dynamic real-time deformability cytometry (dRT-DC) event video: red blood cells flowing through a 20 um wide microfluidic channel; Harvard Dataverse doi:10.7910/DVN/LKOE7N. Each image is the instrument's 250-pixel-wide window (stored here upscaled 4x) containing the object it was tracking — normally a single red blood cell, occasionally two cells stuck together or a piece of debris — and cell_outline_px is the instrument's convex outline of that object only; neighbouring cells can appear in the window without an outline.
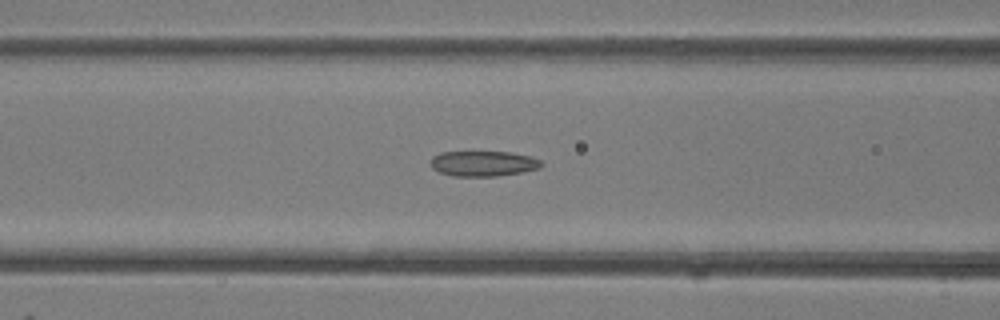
{"species": "common noctule bat (a hibernating species)", "species_latin": "Nyctalus noctula", "temperature_condition": "room temperature", "stored_images_in_passage": 43, "camera_frame_rate_fps": 3000, "um_per_image_px": 0.085, "animal": {"sex": "female"}, "frame": {"image": 1, "passage_image": 17, "time_ms": 5.333, "image_size_px": [1000, 320], "cell_outline_px": [[544, 164], [540, 168], [520, 172], [496, 176], [452, 176], [440, 172], [432, 168], [432, 156], [440, 152], [512, 152], [532, 156], [540, 160]], "centroid_in_image_um": [41.1, 13.89], "position_along_channel_um": 125.5, "area_um2": 16.36}}
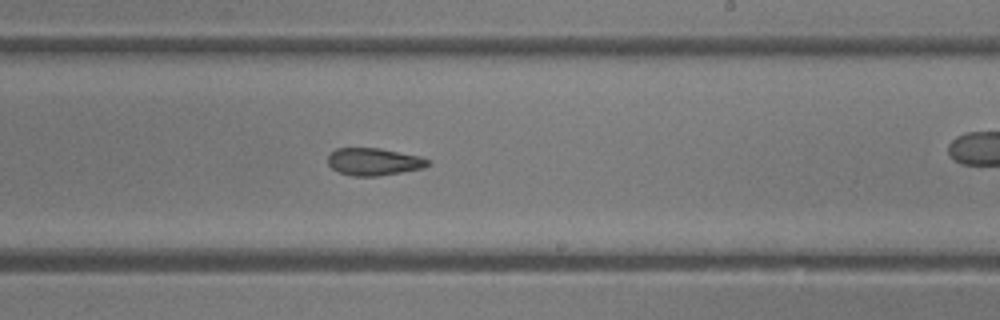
{"frame": {"image": 2, "passage_image": 25, "time_ms": 8.0, "image_size_px": [1000, 320], "cell_outline_px": [[432, 164], [424, 168], [376, 176], [352, 176], [340, 172], [332, 168], [328, 164], [328, 156], [336, 148], [380, 148], [420, 156], [432, 160]], "centroid_in_image_um": [31.82, 13.74], "position_along_channel_um": 257.2, "area_um2": 16.01}}
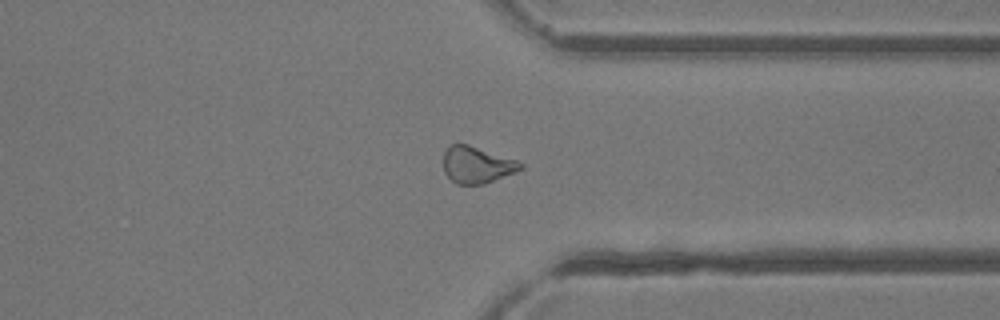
{"frame": {"image": 3, "passage_image": 32, "time_ms": 10.333, "image_size_px": [1000, 320], "cell_outline_px": [[524, 168], [516, 172], [484, 184], [456, 184], [444, 172], [444, 152], [452, 144], [468, 144], [520, 160], [524, 164]], "centroid_in_image_um": [40.59, 14.01], "position_along_channel_um": 370.8, "area_um2": 16.65}}